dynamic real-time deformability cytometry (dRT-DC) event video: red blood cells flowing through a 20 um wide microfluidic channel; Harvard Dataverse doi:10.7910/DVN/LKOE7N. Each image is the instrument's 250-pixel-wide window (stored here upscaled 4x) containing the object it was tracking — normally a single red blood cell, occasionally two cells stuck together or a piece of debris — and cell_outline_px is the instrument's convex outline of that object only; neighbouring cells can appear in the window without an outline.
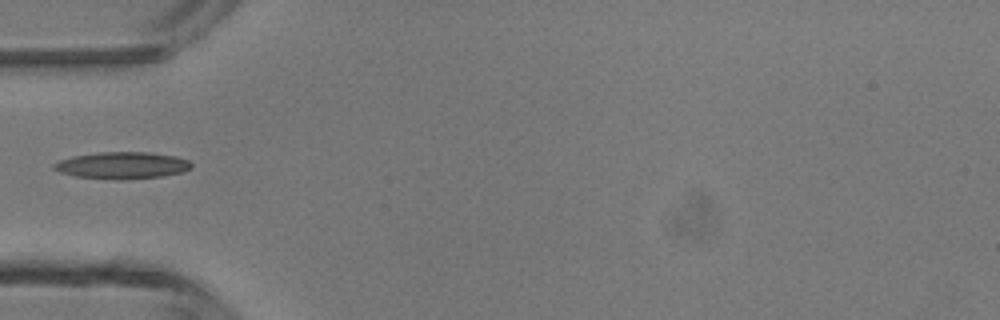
{"species": "common noctule bat (a hibernating species)", "species_latin": "Nyctalus noctula", "temperature_condition": "room temperature", "stored_images_in_passage": 5, "camera_frame_rate_fps": 3000, "um_per_image_px": 0.085, "animal": {"sex": "male", "body_mass_g": 13.3}, "frame": {"image": 1, "passage_image": 4, "time_ms": 3.333, "image_size_px": [1000, 320], "cell_outline_px": [[192, 168], [184, 172], [160, 176], [120, 180], [76, 176], [60, 172], [52, 168], [52, 164], [60, 160], [72, 156], [100, 152], [148, 152], [176, 156], [188, 160], [192, 164]], "centroid_in_image_um": [10.39, 14.05], "position_along_channel_um": 74.6, "area_um2": 21.5}}
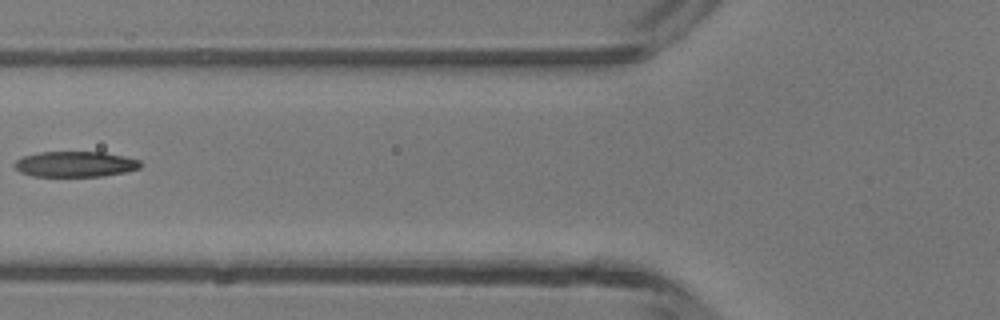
{"frame": {"image": 2, "passage_image": 5, "time_ms": 4.333, "image_size_px": [1000, 320], "cell_outline_px": [[140, 168], [124, 172], [100, 176], [32, 176], [20, 172], [12, 164], [16, 160], [24, 156], [40, 152], [104, 152], [124, 156], [140, 160]], "centroid_in_image_um": [6.37, 13.95], "position_along_channel_um": 119.4, "area_um2": 18.67}}